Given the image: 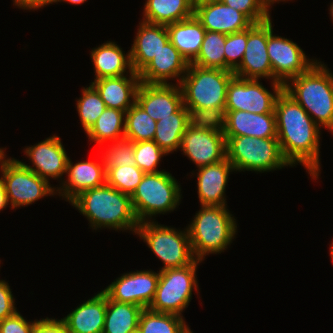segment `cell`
Here are the masks:
<instances>
[{"mask_svg":"<svg viewBox=\"0 0 333 333\" xmlns=\"http://www.w3.org/2000/svg\"><path fill=\"white\" fill-rule=\"evenodd\" d=\"M274 111L283 157L291 167L299 163L313 180L319 179L321 127L284 89L276 99Z\"/></svg>","mask_w":333,"mask_h":333,"instance_id":"1","label":"cell"},{"mask_svg":"<svg viewBox=\"0 0 333 333\" xmlns=\"http://www.w3.org/2000/svg\"><path fill=\"white\" fill-rule=\"evenodd\" d=\"M70 204L87 218L93 230L111 228L136 234L139 221L132 207L131 196L108 184L81 192Z\"/></svg>","mask_w":333,"mask_h":333,"instance_id":"2","label":"cell"},{"mask_svg":"<svg viewBox=\"0 0 333 333\" xmlns=\"http://www.w3.org/2000/svg\"><path fill=\"white\" fill-rule=\"evenodd\" d=\"M284 90L319 127L333 130V73L324 62L318 60L307 72L290 79Z\"/></svg>","mask_w":333,"mask_h":333,"instance_id":"3","label":"cell"},{"mask_svg":"<svg viewBox=\"0 0 333 333\" xmlns=\"http://www.w3.org/2000/svg\"><path fill=\"white\" fill-rule=\"evenodd\" d=\"M188 224L189 239L196 260L209 254H221L237 234V223L227 206H200Z\"/></svg>","mask_w":333,"mask_h":333,"instance_id":"4","label":"cell"},{"mask_svg":"<svg viewBox=\"0 0 333 333\" xmlns=\"http://www.w3.org/2000/svg\"><path fill=\"white\" fill-rule=\"evenodd\" d=\"M226 158L235 171L255 173L280 170L290 164L283 157L277 138L225 136Z\"/></svg>","mask_w":333,"mask_h":333,"instance_id":"5","label":"cell"},{"mask_svg":"<svg viewBox=\"0 0 333 333\" xmlns=\"http://www.w3.org/2000/svg\"><path fill=\"white\" fill-rule=\"evenodd\" d=\"M181 187L168 171L145 173L131 196L135 216L139 222L155 221L157 214L173 212L180 205ZM154 216V217H152Z\"/></svg>","mask_w":333,"mask_h":333,"instance_id":"6","label":"cell"},{"mask_svg":"<svg viewBox=\"0 0 333 333\" xmlns=\"http://www.w3.org/2000/svg\"><path fill=\"white\" fill-rule=\"evenodd\" d=\"M233 71L203 68L189 63L180 82L183 105L191 108H225L227 87Z\"/></svg>","mask_w":333,"mask_h":333,"instance_id":"7","label":"cell"},{"mask_svg":"<svg viewBox=\"0 0 333 333\" xmlns=\"http://www.w3.org/2000/svg\"><path fill=\"white\" fill-rule=\"evenodd\" d=\"M162 262L160 271L182 268L192 264L193 255L187 226L177 230L157 221L139 222L136 234Z\"/></svg>","mask_w":333,"mask_h":333,"instance_id":"8","label":"cell"},{"mask_svg":"<svg viewBox=\"0 0 333 333\" xmlns=\"http://www.w3.org/2000/svg\"><path fill=\"white\" fill-rule=\"evenodd\" d=\"M199 263L202 261L195 260L186 267L160 271L155 296L148 309L184 317L182 313L191 302L193 290L200 293L196 275Z\"/></svg>","mask_w":333,"mask_h":333,"instance_id":"9","label":"cell"},{"mask_svg":"<svg viewBox=\"0 0 333 333\" xmlns=\"http://www.w3.org/2000/svg\"><path fill=\"white\" fill-rule=\"evenodd\" d=\"M0 174L12 210L56 195V188L50 182L15 158L5 157L1 161Z\"/></svg>","mask_w":333,"mask_h":333,"instance_id":"10","label":"cell"},{"mask_svg":"<svg viewBox=\"0 0 333 333\" xmlns=\"http://www.w3.org/2000/svg\"><path fill=\"white\" fill-rule=\"evenodd\" d=\"M273 92L260 80L242 79L234 76L228 84L225 111H247L264 114L275 113V102L284 89L280 82L271 81Z\"/></svg>","mask_w":333,"mask_h":333,"instance_id":"11","label":"cell"},{"mask_svg":"<svg viewBox=\"0 0 333 333\" xmlns=\"http://www.w3.org/2000/svg\"><path fill=\"white\" fill-rule=\"evenodd\" d=\"M271 19L268 20L267 50L273 81L285 85L290 79L307 72L318 60L309 59L296 42L274 35Z\"/></svg>","mask_w":333,"mask_h":333,"instance_id":"12","label":"cell"},{"mask_svg":"<svg viewBox=\"0 0 333 333\" xmlns=\"http://www.w3.org/2000/svg\"><path fill=\"white\" fill-rule=\"evenodd\" d=\"M159 271L136 270L121 274L104 290L111 300L148 308L154 299Z\"/></svg>","mask_w":333,"mask_h":333,"instance_id":"13","label":"cell"},{"mask_svg":"<svg viewBox=\"0 0 333 333\" xmlns=\"http://www.w3.org/2000/svg\"><path fill=\"white\" fill-rule=\"evenodd\" d=\"M179 151L197 168L226 159V138L223 132L188 125L181 137Z\"/></svg>","mask_w":333,"mask_h":333,"instance_id":"14","label":"cell"},{"mask_svg":"<svg viewBox=\"0 0 333 333\" xmlns=\"http://www.w3.org/2000/svg\"><path fill=\"white\" fill-rule=\"evenodd\" d=\"M267 40L268 20L248 28L247 46L241 64L233 72L236 77L256 80L265 78L273 81Z\"/></svg>","mask_w":333,"mask_h":333,"instance_id":"15","label":"cell"},{"mask_svg":"<svg viewBox=\"0 0 333 333\" xmlns=\"http://www.w3.org/2000/svg\"><path fill=\"white\" fill-rule=\"evenodd\" d=\"M24 153L33 166L20 162L28 169L49 182L51 179H62L66 175L67 152L59 136L53 135L35 145L24 148Z\"/></svg>","mask_w":333,"mask_h":333,"instance_id":"16","label":"cell"},{"mask_svg":"<svg viewBox=\"0 0 333 333\" xmlns=\"http://www.w3.org/2000/svg\"><path fill=\"white\" fill-rule=\"evenodd\" d=\"M136 103L156 122L169 117L183 105L180 85L147 84L141 82L136 93Z\"/></svg>","mask_w":333,"mask_h":333,"instance_id":"17","label":"cell"},{"mask_svg":"<svg viewBox=\"0 0 333 333\" xmlns=\"http://www.w3.org/2000/svg\"><path fill=\"white\" fill-rule=\"evenodd\" d=\"M100 161L84 160L73 164L68 158L65 173L67 179L62 180V186L56 187V195L70 203L81 192L106 184V168L102 158Z\"/></svg>","mask_w":333,"mask_h":333,"instance_id":"18","label":"cell"},{"mask_svg":"<svg viewBox=\"0 0 333 333\" xmlns=\"http://www.w3.org/2000/svg\"><path fill=\"white\" fill-rule=\"evenodd\" d=\"M194 15L206 31L225 35L246 30L254 24L245 14L220 0L196 5Z\"/></svg>","mask_w":333,"mask_h":333,"instance_id":"19","label":"cell"},{"mask_svg":"<svg viewBox=\"0 0 333 333\" xmlns=\"http://www.w3.org/2000/svg\"><path fill=\"white\" fill-rule=\"evenodd\" d=\"M189 63L169 41L140 72V82L147 84H170L176 79L178 85L186 74Z\"/></svg>","mask_w":333,"mask_h":333,"instance_id":"20","label":"cell"},{"mask_svg":"<svg viewBox=\"0 0 333 333\" xmlns=\"http://www.w3.org/2000/svg\"><path fill=\"white\" fill-rule=\"evenodd\" d=\"M197 190L201 206H227L225 189L233 165L226 158L220 162L196 169Z\"/></svg>","mask_w":333,"mask_h":333,"instance_id":"21","label":"cell"},{"mask_svg":"<svg viewBox=\"0 0 333 333\" xmlns=\"http://www.w3.org/2000/svg\"><path fill=\"white\" fill-rule=\"evenodd\" d=\"M137 33L131 44L130 56L134 72L139 73L169 42L166 25L148 23L143 20L137 26Z\"/></svg>","mask_w":333,"mask_h":333,"instance_id":"22","label":"cell"},{"mask_svg":"<svg viewBox=\"0 0 333 333\" xmlns=\"http://www.w3.org/2000/svg\"><path fill=\"white\" fill-rule=\"evenodd\" d=\"M224 136L277 138L275 113L256 114L247 111H226Z\"/></svg>","mask_w":333,"mask_h":333,"instance_id":"23","label":"cell"},{"mask_svg":"<svg viewBox=\"0 0 333 333\" xmlns=\"http://www.w3.org/2000/svg\"><path fill=\"white\" fill-rule=\"evenodd\" d=\"M107 295L101 290L61 320L70 333H103Z\"/></svg>","mask_w":333,"mask_h":333,"instance_id":"24","label":"cell"},{"mask_svg":"<svg viewBox=\"0 0 333 333\" xmlns=\"http://www.w3.org/2000/svg\"><path fill=\"white\" fill-rule=\"evenodd\" d=\"M140 83L139 73L101 78L91 82L105 102L106 108L125 112L136 102V93Z\"/></svg>","mask_w":333,"mask_h":333,"instance_id":"25","label":"cell"},{"mask_svg":"<svg viewBox=\"0 0 333 333\" xmlns=\"http://www.w3.org/2000/svg\"><path fill=\"white\" fill-rule=\"evenodd\" d=\"M116 42L107 41L91 50L95 78L120 77L136 73L131 63L130 50L127 54Z\"/></svg>","mask_w":333,"mask_h":333,"instance_id":"26","label":"cell"},{"mask_svg":"<svg viewBox=\"0 0 333 333\" xmlns=\"http://www.w3.org/2000/svg\"><path fill=\"white\" fill-rule=\"evenodd\" d=\"M169 41L180 52L188 63H191L199 54L206 30L202 23L192 17L166 25Z\"/></svg>","mask_w":333,"mask_h":333,"instance_id":"27","label":"cell"},{"mask_svg":"<svg viewBox=\"0 0 333 333\" xmlns=\"http://www.w3.org/2000/svg\"><path fill=\"white\" fill-rule=\"evenodd\" d=\"M194 9L192 0H146L142 20L168 25L192 17Z\"/></svg>","mask_w":333,"mask_h":333,"instance_id":"28","label":"cell"},{"mask_svg":"<svg viewBox=\"0 0 333 333\" xmlns=\"http://www.w3.org/2000/svg\"><path fill=\"white\" fill-rule=\"evenodd\" d=\"M153 141L166 153L178 151L181 137L189 125V111L182 105L169 117L158 120Z\"/></svg>","mask_w":333,"mask_h":333,"instance_id":"29","label":"cell"},{"mask_svg":"<svg viewBox=\"0 0 333 333\" xmlns=\"http://www.w3.org/2000/svg\"><path fill=\"white\" fill-rule=\"evenodd\" d=\"M144 308L130 303H120L107 296L103 333H133L138 329Z\"/></svg>","mask_w":333,"mask_h":333,"instance_id":"30","label":"cell"},{"mask_svg":"<svg viewBox=\"0 0 333 333\" xmlns=\"http://www.w3.org/2000/svg\"><path fill=\"white\" fill-rule=\"evenodd\" d=\"M125 111L105 108L93 126L86 132L90 142L98 145L125 138Z\"/></svg>","mask_w":333,"mask_h":333,"instance_id":"31","label":"cell"},{"mask_svg":"<svg viewBox=\"0 0 333 333\" xmlns=\"http://www.w3.org/2000/svg\"><path fill=\"white\" fill-rule=\"evenodd\" d=\"M187 327L182 316L154 312L148 308L143 309L138 325L142 333H183Z\"/></svg>","mask_w":333,"mask_h":333,"instance_id":"32","label":"cell"},{"mask_svg":"<svg viewBox=\"0 0 333 333\" xmlns=\"http://www.w3.org/2000/svg\"><path fill=\"white\" fill-rule=\"evenodd\" d=\"M157 123L136 102L125 113V138L132 142L153 141Z\"/></svg>","mask_w":333,"mask_h":333,"instance_id":"33","label":"cell"},{"mask_svg":"<svg viewBox=\"0 0 333 333\" xmlns=\"http://www.w3.org/2000/svg\"><path fill=\"white\" fill-rule=\"evenodd\" d=\"M225 42V34L206 31L200 52L190 64L225 70Z\"/></svg>","mask_w":333,"mask_h":333,"instance_id":"34","label":"cell"},{"mask_svg":"<svg viewBox=\"0 0 333 333\" xmlns=\"http://www.w3.org/2000/svg\"><path fill=\"white\" fill-rule=\"evenodd\" d=\"M81 92V97L76 101V108L81 125L86 133L104 112L106 105L91 83L88 87H83Z\"/></svg>","mask_w":333,"mask_h":333,"instance_id":"35","label":"cell"},{"mask_svg":"<svg viewBox=\"0 0 333 333\" xmlns=\"http://www.w3.org/2000/svg\"><path fill=\"white\" fill-rule=\"evenodd\" d=\"M145 173L137 166H117L106 168V184L120 192L132 196Z\"/></svg>","mask_w":333,"mask_h":333,"instance_id":"36","label":"cell"},{"mask_svg":"<svg viewBox=\"0 0 333 333\" xmlns=\"http://www.w3.org/2000/svg\"><path fill=\"white\" fill-rule=\"evenodd\" d=\"M134 158L136 165L144 173H158V166L163 156H167L154 141L133 142Z\"/></svg>","mask_w":333,"mask_h":333,"instance_id":"37","label":"cell"},{"mask_svg":"<svg viewBox=\"0 0 333 333\" xmlns=\"http://www.w3.org/2000/svg\"><path fill=\"white\" fill-rule=\"evenodd\" d=\"M189 124L196 128L223 132L226 125L225 108H191Z\"/></svg>","mask_w":333,"mask_h":333,"instance_id":"38","label":"cell"},{"mask_svg":"<svg viewBox=\"0 0 333 333\" xmlns=\"http://www.w3.org/2000/svg\"><path fill=\"white\" fill-rule=\"evenodd\" d=\"M110 144L101 155L105 168L136 165L131 140L123 138Z\"/></svg>","mask_w":333,"mask_h":333,"instance_id":"39","label":"cell"},{"mask_svg":"<svg viewBox=\"0 0 333 333\" xmlns=\"http://www.w3.org/2000/svg\"><path fill=\"white\" fill-rule=\"evenodd\" d=\"M248 40L246 30L226 35L225 42V70L235 71L241 64Z\"/></svg>","mask_w":333,"mask_h":333,"instance_id":"40","label":"cell"},{"mask_svg":"<svg viewBox=\"0 0 333 333\" xmlns=\"http://www.w3.org/2000/svg\"><path fill=\"white\" fill-rule=\"evenodd\" d=\"M227 6L245 14L254 24L262 23L271 18L264 9L261 0H220Z\"/></svg>","mask_w":333,"mask_h":333,"instance_id":"41","label":"cell"},{"mask_svg":"<svg viewBox=\"0 0 333 333\" xmlns=\"http://www.w3.org/2000/svg\"><path fill=\"white\" fill-rule=\"evenodd\" d=\"M34 321H27L19 311L14 315L0 321V333H32Z\"/></svg>","mask_w":333,"mask_h":333,"instance_id":"42","label":"cell"},{"mask_svg":"<svg viewBox=\"0 0 333 333\" xmlns=\"http://www.w3.org/2000/svg\"><path fill=\"white\" fill-rule=\"evenodd\" d=\"M9 283L0 280V321L14 315L18 310Z\"/></svg>","mask_w":333,"mask_h":333,"instance_id":"43","label":"cell"},{"mask_svg":"<svg viewBox=\"0 0 333 333\" xmlns=\"http://www.w3.org/2000/svg\"><path fill=\"white\" fill-rule=\"evenodd\" d=\"M32 333H70L61 319L46 317L37 320Z\"/></svg>","mask_w":333,"mask_h":333,"instance_id":"44","label":"cell"},{"mask_svg":"<svg viewBox=\"0 0 333 333\" xmlns=\"http://www.w3.org/2000/svg\"><path fill=\"white\" fill-rule=\"evenodd\" d=\"M56 0H13V5L24 10H38L55 3Z\"/></svg>","mask_w":333,"mask_h":333,"instance_id":"45","label":"cell"},{"mask_svg":"<svg viewBox=\"0 0 333 333\" xmlns=\"http://www.w3.org/2000/svg\"><path fill=\"white\" fill-rule=\"evenodd\" d=\"M9 200H8V196L6 194L5 188H4V184L2 181V178L0 176V211H2L4 208L8 207L7 205H9Z\"/></svg>","mask_w":333,"mask_h":333,"instance_id":"46","label":"cell"},{"mask_svg":"<svg viewBox=\"0 0 333 333\" xmlns=\"http://www.w3.org/2000/svg\"><path fill=\"white\" fill-rule=\"evenodd\" d=\"M281 1L282 2L283 1L284 2L285 1L288 2L289 0H261L263 7L267 11L268 14H270L271 11H269V10H271V8L274 5V3H280Z\"/></svg>","mask_w":333,"mask_h":333,"instance_id":"47","label":"cell"},{"mask_svg":"<svg viewBox=\"0 0 333 333\" xmlns=\"http://www.w3.org/2000/svg\"><path fill=\"white\" fill-rule=\"evenodd\" d=\"M58 2H68L69 4H72V5H81L85 2H87V0H56L55 3H58Z\"/></svg>","mask_w":333,"mask_h":333,"instance_id":"48","label":"cell"},{"mask_svg":"<svg viewBox=\"0 0 333 333\" xmlns=\"http://www.w3.org/2000/svg\"><path fill=\"white\" fill-rule=\"evenodd\" d=\"M192 1H193V5L195 7L196 5H199V4H202L205 2L218 1V0H192Z\"/></svg>","mask_w":333,"mask_h":333,"instance_id":"49","label":"cell"},{"mask_svg":"<svg viewBox=\"0 0 333 333\" xmlns=\"http://www.w3.org/2000/svg\"><path fill=\"white\" fill-rule=\"evenodd\" d=\"M5 152H6V149L0 147V164H1V161L6 157Z\"/></svg>","mask_w":333,"mask_h":333,"instance_id":"50","label":"cell"},{"mask_svg":"<svg viewBox=\"0 0 333 333\" xmlns=\"http://www.w3.org/2000/svg\"><path fill=\"white\" fill-rule=\"evenodd\" d=\"M328 9L330 11L329 14H330L332 22H333V2L330 4V7Z\"/></svg>","mask_w":333,"mask_h":333,"instance_id":"51","label":"cell"},{"mask_svg":"<svg viewBox=\"0 0 333 333\" xmlns=\"http://www.w3.org/2000/svg\"><path fill=\"white\" fill-rule=\"evenodd\" d=\"M330 250H329V254H330V256H331V260H332V263H333V242H331V244H330V248H329Z\"/></svg>","mask_w":333,"mask_h":333,"instance_id":"52","label":"cell"},{"mask_svg":"<svg viewBox=\"0 0 333 333\" xmlns=\"http://www.w3.org/2000/svg\"><path fill=\"white\" fill-rule=\"evenodd\" d=\"M183 333H193V331L190 329V327L188 326L187 329L183 332Z\"/></svg>","mask_w":333,"mask_h":333,"instance_id":"53","label":"cell"},{"mask_svg":"<svg viewBox=\"0 0 333 333\" xmlns=\"http://www.w3.org/2000/svg\"><path fill=\"white\" fill-rule=\"evenodd\" d=\"M133 333H142V332L139 329H137Z\"/></svg>","mask_w":333,"mask_h":333,"instance_id":"54","label":"cell"}]
</instances>
